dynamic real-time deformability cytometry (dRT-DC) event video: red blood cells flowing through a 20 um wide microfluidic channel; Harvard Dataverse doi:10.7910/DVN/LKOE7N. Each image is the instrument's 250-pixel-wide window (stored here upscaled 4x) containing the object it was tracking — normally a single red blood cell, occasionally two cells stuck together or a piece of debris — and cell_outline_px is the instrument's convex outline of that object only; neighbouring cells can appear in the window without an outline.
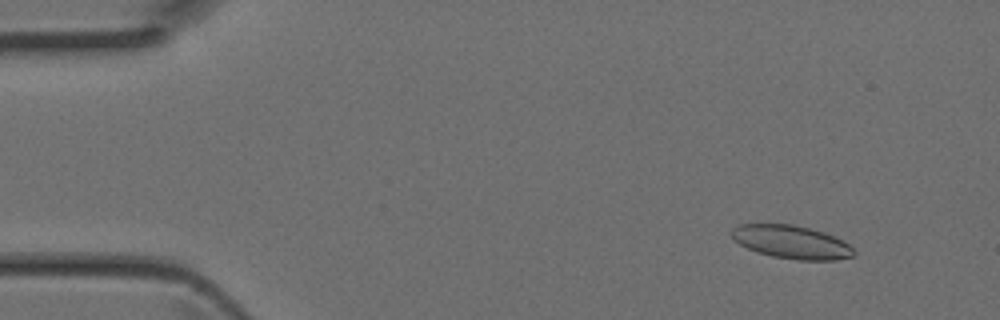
{"species": "Egyptian fruit bat (a non-hibernating species)", "species_latin": "Rousettus aegyptiacus", "temperature_condition": "room temperature", "stored_images_in_passage": 44, "camera_frame_rate_fps": 3000, "um_per_image_px": 0.085, "animal": {"sex": "female"}, "frame": {"image": 1, "passage_image": 5, "time_ms": 1.333, "image_size_px": [1000, 320], "cell_outline_px": [[856, 252], [852, 256], [836, 260], [796, 260], [772, 256], [756, 252], [740, 244], [728, 232], [732, 228], [740, 224], [792, 224], [824, 232], [844, 240]], "centroid_in_image_um": [67.27, 20.57], "position_along_channel_um": 17.7, "area_um2": 23.7}}
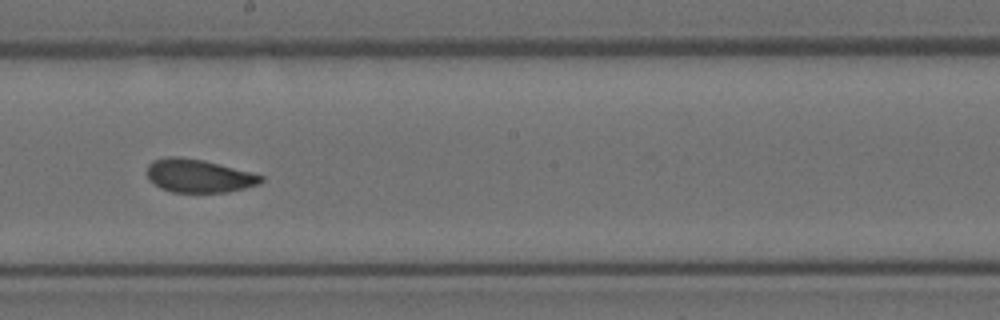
{"frame": {"image": 2, "passage_image": 25, "time_ms": 8.0, "image_size_px": [1000, 320], "cell_outline_px": [[264, 180], [260, 184], [228, 192], [172, 192], [160, 188], [148, 176], [148, 164], [152, 160], [168, 156], [176, 156], [204, 160], [264, 176]], "centroid_in_image_um": [16.9, 14.94], "position_along_channel_um": 231.3, "area_um2": 21.91}}
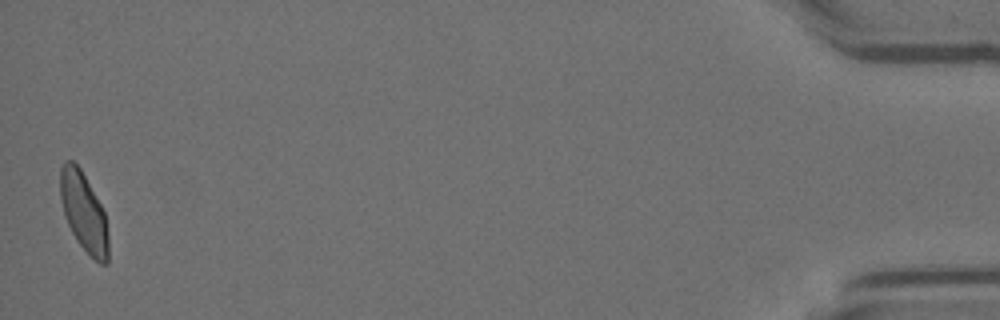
{"frame": {"image": 3, "passage_image": 44, "time_ms": 14.333, "image_size_px": [1000, 320], "cell_outline_px": [[108, 264], [100, 264], [76, 240], [64, 216], [60, 196], [60, 168], [64, 160], [72, 160], [80, 168], [100, 204], [104, 212], [108, 236]], "centroid_in_image_um": [7.1, 18.01], "position_along_channel_um": 428.1, "area_um2": 21.85}}